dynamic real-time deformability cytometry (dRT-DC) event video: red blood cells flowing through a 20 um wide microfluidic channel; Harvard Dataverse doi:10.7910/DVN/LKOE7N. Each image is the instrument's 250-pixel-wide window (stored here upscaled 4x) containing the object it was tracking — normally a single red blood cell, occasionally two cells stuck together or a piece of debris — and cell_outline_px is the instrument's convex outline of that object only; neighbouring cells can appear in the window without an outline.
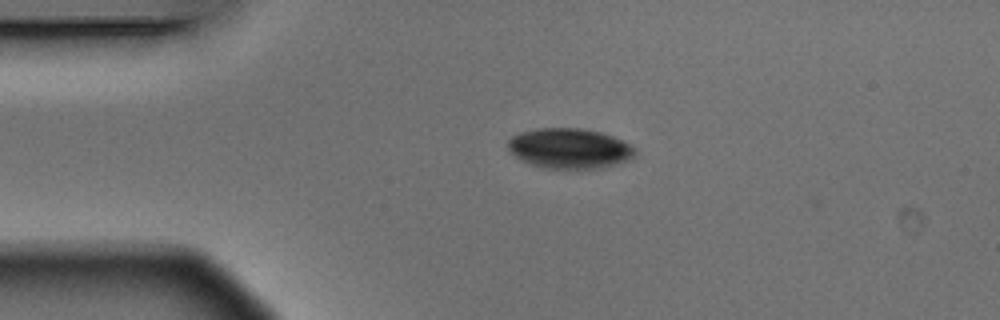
{"species": "Egyptian fruit bat (a non-hibernating species)", "species_latin": "Rousettus aegyptiacus", "temperature_condition": "warm", "stored_images_in_passage": 2, "camera_frame_rate_fps": 3000, "um_per_image_px": 0.085, "animal": {"sex": "male"}, "frame": {"image": 1, "passage_image": 1, "time_ms": 0.0, "image_size_px": [1000, 320], "cell_outline_px": [[636, 156], [628, 160], [600, 168], [544, 168], [528, 164], [520, 160], [508, 148], [508, 140], [512, 136], [520, 132], [536, 128], [580, 128], [600, 132], [612, 136], [636, 148]], "centroid_in_image_um": [48.39, 12.61], "position_along_channel_um": 36.6, "area_um2": 29.71}}